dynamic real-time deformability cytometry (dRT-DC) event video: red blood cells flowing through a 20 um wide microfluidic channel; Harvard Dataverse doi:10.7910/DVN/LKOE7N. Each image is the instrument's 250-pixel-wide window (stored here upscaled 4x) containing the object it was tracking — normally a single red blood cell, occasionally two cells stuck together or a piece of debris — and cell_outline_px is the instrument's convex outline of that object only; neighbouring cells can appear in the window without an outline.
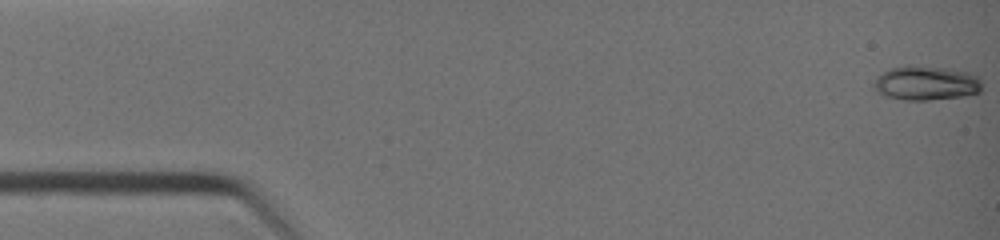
{"species": "common noctule bat (a hibernating species)", "species_latin": "Nyctalus noctula", "temperature_condition": "warm", "stored_images_in_passage": 40, "camera_frame_rate_fps": 3000, "um_per_image_px": 0.085, "animal": {"sex": "female", "body_mass_g": 19.0, "forearm_length_mm": 51.5}, "frame": {"image": 1, "passage_image": 1, "time_ms": 0.0, "image_size_px": [1000, 240], "cell_outline_px": [[980, 92], [960, 96], [928, 100], [904, 100], [884, 96], [876, 92], [872, 88], [872, 84], [876, 76], [888, 68], [904, 64], [908, 64], [948, 68], [968, 72], [980, 76]], "centroid_in_image_um": [78.63, 7.04], "position_along_channel_um": 6.4, "area_um2": 22.14}}
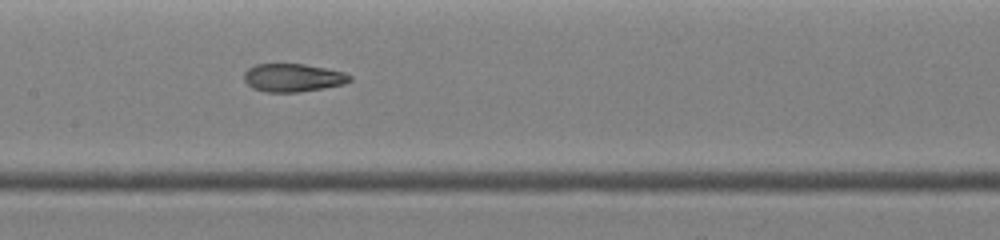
{"frame": {"image": 2, "passage_image": 20, "time_ms": 6.333, "image_size_px": [1000, 240], "cell_outline_px": [[352, 80], [344, 84], [324, 88], [300, 92], [264, 92], [252, 88], [244, 80], [244, 72], [248, 68], [256, 64], [304, 64], [344, 72], [352, 76]], "centroid_in_image_um": [24.89, 6.61], "position_along_channel_um": 182.5, "area_um2": 17.4}}
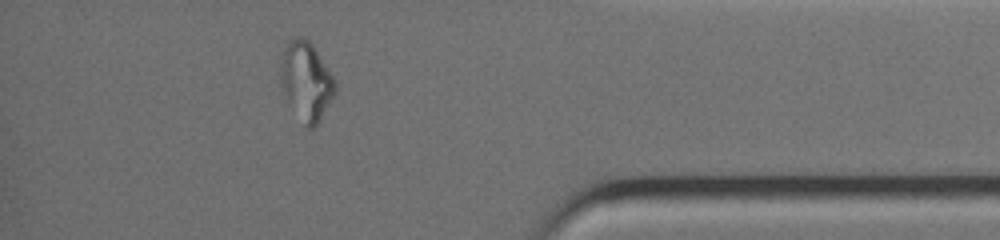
{"frame": {"image": 3, "passage_image": 35, "time_ms": 11.333, "image_size_px": [1000, 240], "cell_outline_px": [[336, 92], [316, 128], [308, 128], [304, 124], [288, 100], [284, 92], [280, 80], [280, 60], [284, 48], [288, 40], [292, 36], [300, 36], [308, 40], [312, 44], [336, 80]], "centroid_in_image_um": [26.04, 6.86], "position_along_channel_um": 409.2, "area_um2": 24.97}}